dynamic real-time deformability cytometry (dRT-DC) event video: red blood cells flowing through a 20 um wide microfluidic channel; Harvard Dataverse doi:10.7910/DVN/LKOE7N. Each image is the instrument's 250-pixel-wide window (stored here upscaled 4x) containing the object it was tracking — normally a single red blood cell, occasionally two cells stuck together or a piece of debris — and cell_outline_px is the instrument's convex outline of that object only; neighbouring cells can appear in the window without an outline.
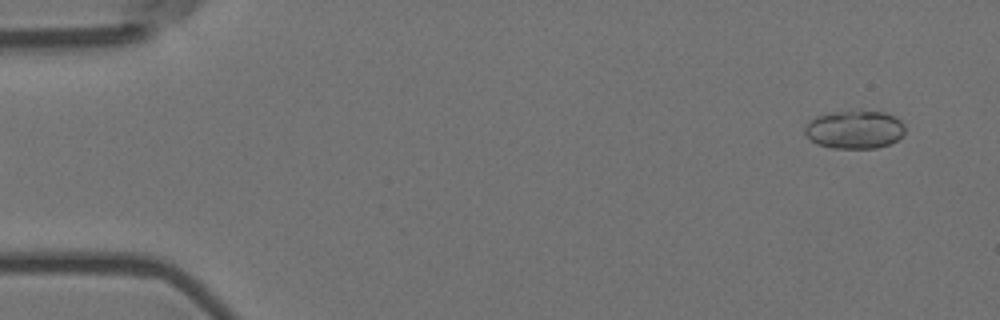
{"species": "Egyptian fruit bat (a non-hibernating species)", "species_latin": "Rousettus aegyptiacus", "temperature_condition": "room temperature", "stored_images_in_passage": 2, "camera_frame_rate_fps": 3000, "um_per_image_px": 0.085, "animal": {"sex": "female"}, "frame": {"image": 1, "passage_image": 2, "time_ms": 0.333, "image_size_px": [1000, 320], "cell_outline_px": [[904, 132], [896, 140], [888, 144], [876, 148], [832, 148], [816, 144], [804, 132], [804, 128], [808, 120], [816, 116], [832, 112], [852, 108], [860, 108], [884, 112], [900, 120], [904, 124]], "centroid_in_image_um": [72.61, 10.96], "position_along_channel_um": 12.4, "area_um2": 22.89}}